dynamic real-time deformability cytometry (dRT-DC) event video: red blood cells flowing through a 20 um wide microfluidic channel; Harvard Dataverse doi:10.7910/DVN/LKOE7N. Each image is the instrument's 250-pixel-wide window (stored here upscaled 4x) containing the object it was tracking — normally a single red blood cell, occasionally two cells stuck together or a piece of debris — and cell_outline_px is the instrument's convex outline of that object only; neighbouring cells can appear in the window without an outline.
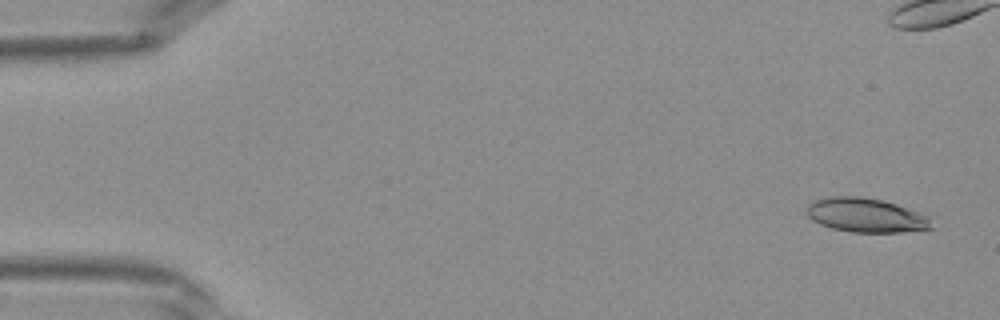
{"species": "Egyptian fruit bat (a non-hibernating species)", "species_latin": "Rousettus aegyptiacus", "temperature_condition": "warm", "stored_images_in_passage": 42, "camera_frame_rate_fps": 3000, "um_per_image_px": 0.085, "frame": {"image": 1, "passage_image": 2, "time_ms": 0.333, "image_size_px": [1000, 320], "cell_outline_px": [[932, 228], [900, 232], [852, 232], [832, 228], [820, 224], [812, 220], [808, 216], [808, 204], [816, 200], [828, 196], [860, 196], [884, 200], [920, 212], [928, 216]], "centroid_in_image_um": [73.6, 18.28], "position_along_channel_um": 11.4, "area_um2": 24.74}}
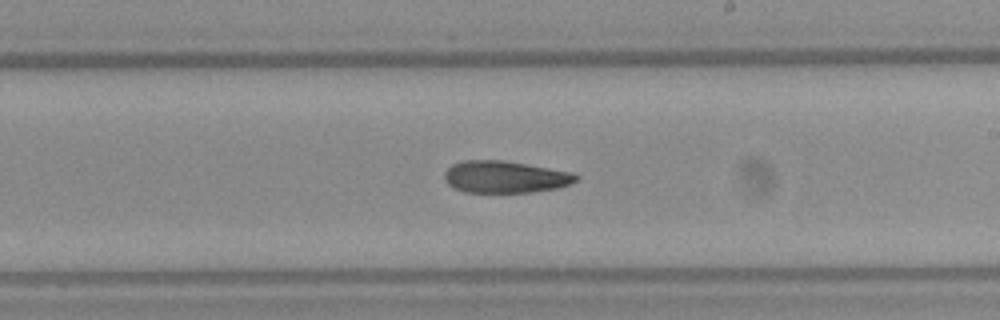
{"frame": {"image": 2, "passage_image": 24, "time_ms": 7.667, "image_size_px": [1000, 320], "cell_outline_px": [[580, 176], [576, 180], [568, 184], [556, 188], [532, 192], [464, 192], [448, 184], [444, 180], [444, 172], [452, 164], [464, 160], [504, 160], [572, 172]], "centroid_in_image_um": [42.91, 15.03], "position_along_channel_um": 246.1, "area_um2": 24.45}}
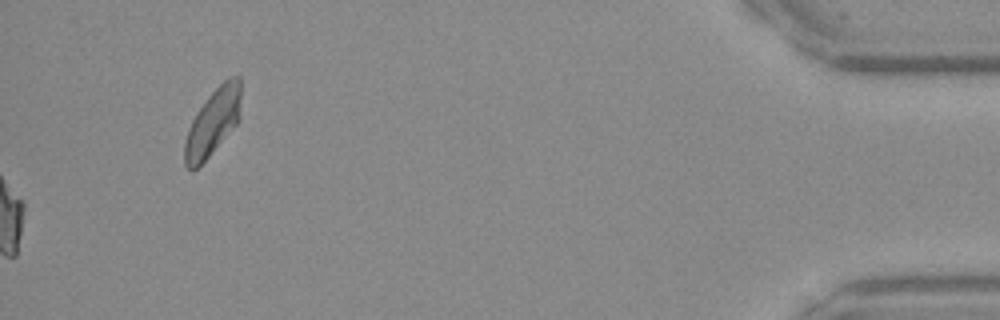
{"frame": {"image": 3, "passage_image": 42, "time_ms": 13.667, "image_size_px": [1000, 320], "cell_outline_px": [[240, 120], [208, 156], [192, 172], [184, 164], [184, 144], [188, 128], [196, 112], [208, 96], [228, 76], [240, 76]], "centroid_in_image_um": [18.08, 10.37], "position_along_channel_um": 417.1, "area_um2": 21.68}}